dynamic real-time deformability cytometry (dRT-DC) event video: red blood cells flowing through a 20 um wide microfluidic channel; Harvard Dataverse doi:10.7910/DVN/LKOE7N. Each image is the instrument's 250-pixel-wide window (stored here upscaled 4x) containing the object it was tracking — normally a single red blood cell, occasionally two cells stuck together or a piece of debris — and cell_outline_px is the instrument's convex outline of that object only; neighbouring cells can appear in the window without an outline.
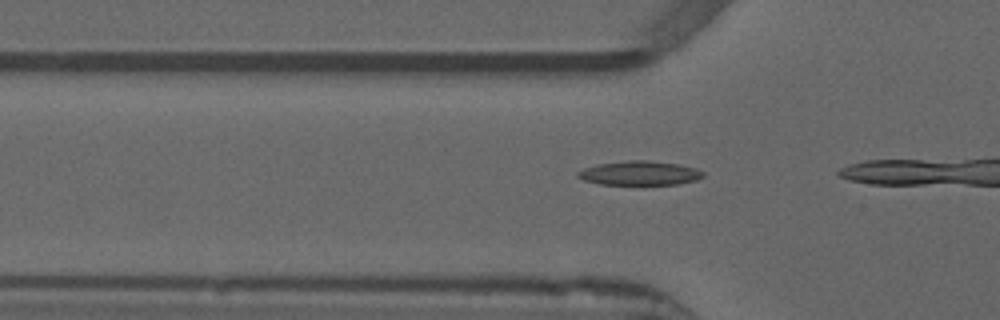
{"species": "common noctule bat (a hibernating species)", "species_latin": "Nyctalus noctula", "temperature_condition": "warm", "stored_images_in_passage": 6, "camera_frame_rate_fps": 3000, "um_per_image_px": 0.085, "animal": {"sex": "male", "forearm_length_mm": 52.5}, "frame": {"image": 1, "passage_image": 3, "time_ms": 0.667, "image_size_px": [1000, 320], "cell_outline_px": [[704, 176], [696, 180], [676, 184], [600, 184], [584, 180], [576, 176], [576, 172], [584, 168], [596, 164], [628, 160], [648, 160], [680, 164], [696, 168], [704, 172]], "centroid_in_image_um": [54.36, 14.7], "position_along_channel_um": 71.4, "area_um2": 17.69}}